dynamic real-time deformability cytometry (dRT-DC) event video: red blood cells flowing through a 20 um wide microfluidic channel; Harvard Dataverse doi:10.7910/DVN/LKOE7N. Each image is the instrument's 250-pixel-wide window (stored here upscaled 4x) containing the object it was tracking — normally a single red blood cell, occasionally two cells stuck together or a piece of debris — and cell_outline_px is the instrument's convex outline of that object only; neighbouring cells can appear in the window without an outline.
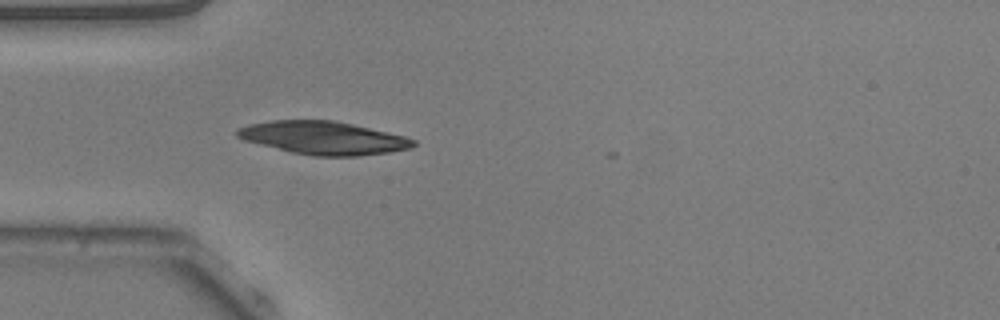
{"species": "common noctule bat (a hibernating species)", "species_latin": "Nyctalus noctula", "temperature_condition": "warm", "stored_images_in_passage": 2, "camera_frame_rate_fps": 3000, "um_per_image_px": 0.085, "animal": {"sex": "male", "body_mass_g": 20.5, "forearm_length_mm": 52.5}, "frame": {"image": 1, "passage_image": 1, "time_ms": 0.0, "image_size_px": [1000, 320], "cell_outline_px": [[416, 144], [412, 148], [388, 152], [360, 156], [312, 156], [292, 152], [244, 140], [236, 136], [236, 128], [248, 124], [272, 120], [332, 120], [352, 124], [404, 136], [416, 140]], "centroid_in_image_um": [27.48, 11.72], "position_along_channel_um": 57.5, "area_um2": 33.81}}